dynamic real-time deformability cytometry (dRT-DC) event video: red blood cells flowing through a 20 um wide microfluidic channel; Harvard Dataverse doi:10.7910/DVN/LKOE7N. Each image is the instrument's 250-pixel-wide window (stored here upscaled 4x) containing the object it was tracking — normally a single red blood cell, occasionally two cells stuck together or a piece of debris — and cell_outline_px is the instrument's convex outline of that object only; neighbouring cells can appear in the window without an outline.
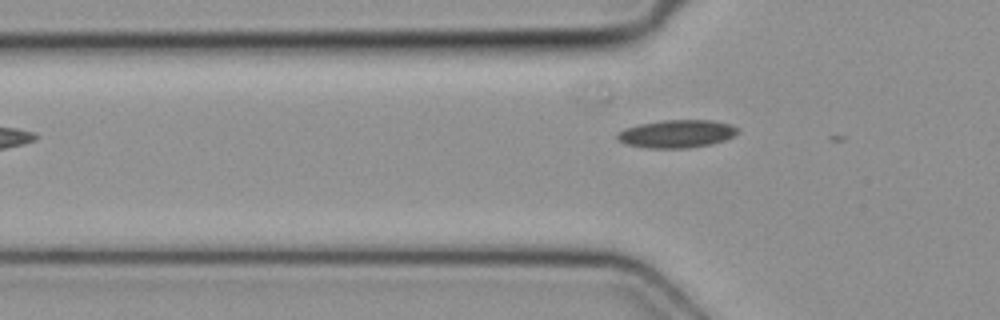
{"species": "common noctule bat (a hibernating species)", "species_latin": "Nyctalus noctula", "temperature_condition": "cold", "stored_images_in_passage": 5, "segment_of_instrument_passage": [2, 2], "camera_frame_rate_fps": 3000, "um_per_image_px": 0.085, "animal": {"sex": "female", "body_mass_g": 19.3, "forearm_length_mm": 54.1}, "frame": {"image": 1, "passage_image": 5, "time_ms": 1.333, "image_size_px": [1000, 320], "cell_outline_px": [[740, 128], [732, 136], [724, 140], [712, 144], [688, 148], [648, 148], [624, 144], [616, 140], [616, 132], [624, 128], [640, 124], [664, 120], [712, 120], [732, 124]], "centroid_in_image_um": [57.48, 11.37], "position_along_channel_um": 68.3, "area_um2": 19.77}}